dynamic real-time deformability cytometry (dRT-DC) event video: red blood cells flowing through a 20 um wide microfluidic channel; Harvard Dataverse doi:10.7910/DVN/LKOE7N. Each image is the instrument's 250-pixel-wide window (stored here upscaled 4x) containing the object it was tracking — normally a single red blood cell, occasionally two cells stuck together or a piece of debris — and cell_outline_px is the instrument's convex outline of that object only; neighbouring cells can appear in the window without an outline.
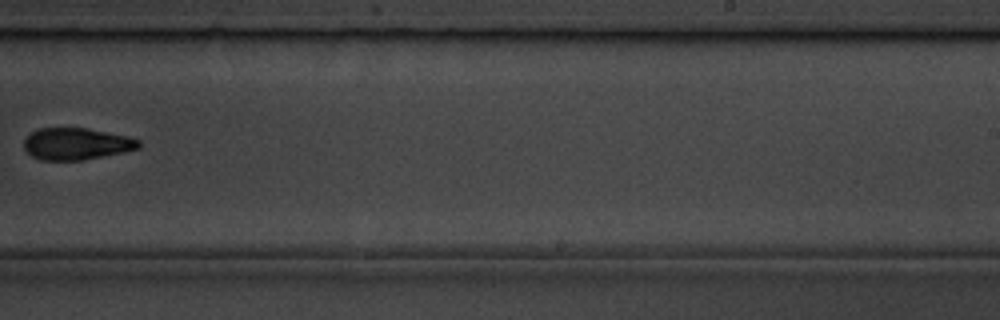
{"species": "common noctule bat (a hibernating species)", "species_latin": "Nyctalus noctula", "temperature_condition": "room temperature", "stored_images_in_passage": 10, "camera_frame_rate_fps": 3000, "um_per_image_px": 0.085, "animal": {"sex": "male", "body_mass_g": 19.5, "forearm_length_mm": 54.6}, "frame": {"image": 1, "passage_image": 9, "time_ms": 9.333, "image_size_px": [1000, 320], "cell_outline_px": [[140, 148], [124, 152], [84, 160], [40, 160], [32, 156], [24, 148], [24, 140], [32, 132], [40, 128], [88, 128], [128, 136], [140, 140]], "centroid_in_image_um": [6.52, 12.23], "position_along_channel_um": 282.5, "area_um2": 21.33}}
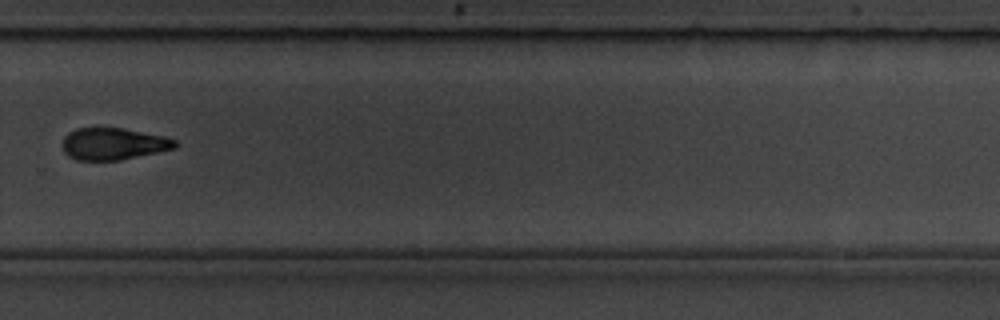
{"frame": {"image": 2, "passage_image": 10, "time_ms": 10.333, "image_size_px": [1000, 320], "cell_outline_px": [[176, 148], [120, 160], [76, 160], [68, 156], [64, 152], [60, 144], [64, 136], [68, 132], [76, 128], [124, 128], [164, 136], [176, 140]], "centroid_in_image_um": [9.58, 12.22], "position_along_channel_um": 320.2, "area_um2": 21.1}}